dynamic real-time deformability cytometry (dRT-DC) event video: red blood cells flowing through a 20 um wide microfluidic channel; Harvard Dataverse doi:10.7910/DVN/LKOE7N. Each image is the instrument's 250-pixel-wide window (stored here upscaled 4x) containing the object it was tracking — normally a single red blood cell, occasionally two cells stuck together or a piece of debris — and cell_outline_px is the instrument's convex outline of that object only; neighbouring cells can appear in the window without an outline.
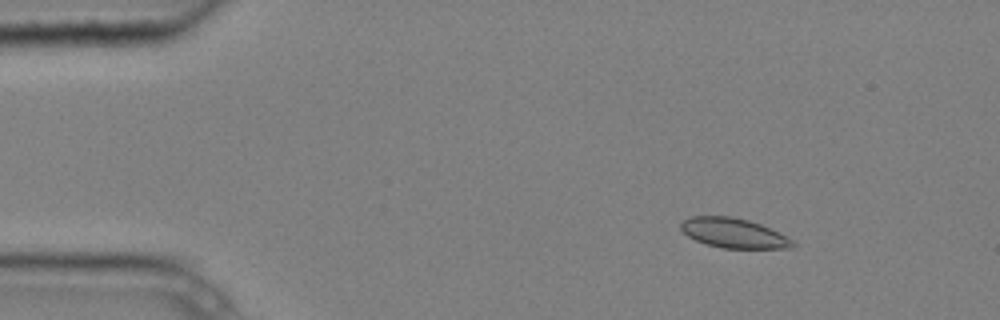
{"species": "common noctule bat (a hibernating species)", "species_latin": "Nyctalus noctula", "temperature_condition": "cold", "stored_images_in_passage": 5, "camera_frame_rate_fps": 3000, "um_per_image_px": 0.085, "animal": {"sex": "male", "body_mass_g": 20.4}, "frame": {"image": 1, "passage_image": 3, "time_ms": 0.667, "image_size_px": [1000, 320], "cell_outline_px": [[796, 244], [792, 248], [724, 248], [708, 244], [696, 240], [688, 236], [680, 228], [680, 224], [684, 220], [692, 216], [732, 216], [748, 220], [760, 224], [792, 240]], "centroid_in_image_um": [62.34, 19.8], "position_along_channel_um": 22.7, "area_um2": 19.02}}